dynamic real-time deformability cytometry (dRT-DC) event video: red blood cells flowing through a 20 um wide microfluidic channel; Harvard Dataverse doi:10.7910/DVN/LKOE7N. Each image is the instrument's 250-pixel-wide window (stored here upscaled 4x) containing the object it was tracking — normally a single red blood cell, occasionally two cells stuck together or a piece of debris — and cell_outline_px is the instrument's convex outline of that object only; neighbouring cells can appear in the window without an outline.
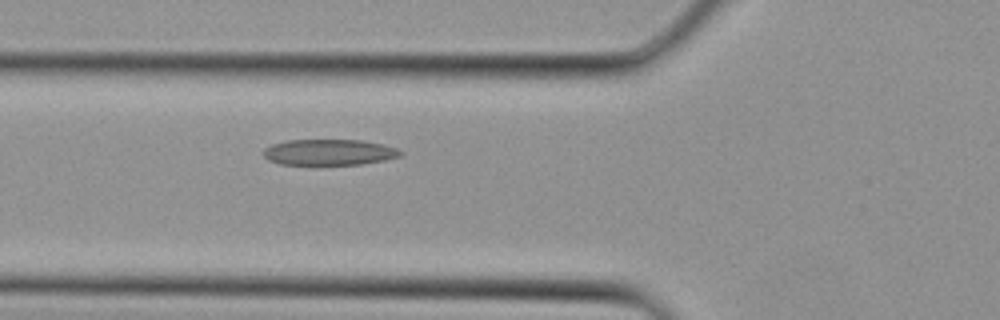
{"species": "Egyptian fruit bat (a non-hibernating species)", "species_latin": "Rousettus aegyptiacus", "temperature_condition": "cold", "stored_images_in_passage": 3, "camera_frame_rate_fps": 3000, "um_per_image_px": 0.085, "animal": {"sex": "female"}, "frame": {"image": 1, "passage_image": 3, "time_ms": 0.667, "image_size_px": [1000, 320], "cell_outline_px": [[404, 152], [400, 156], [384, 160], [360, 164], [280, 164], [268, 160], [264, 156], [264, 148], [272, 144], [288, 140], [360, 140], [384, 144], [396, 148]], "centroid_in_image_um": [27.98, 12.93], "position_along_channel_um": 97.8, "area_um2": 20.58}}